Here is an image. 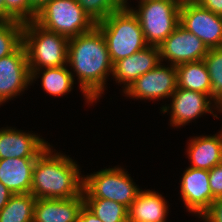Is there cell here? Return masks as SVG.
Listing matches in <instances>:
<instances>
[{
	"label": "cell",
	"mask_w": 222,
	"mask_h": 222,
	"mask_svg": "<svg viewBox=\"0 0 222 222\" xmlns=\"http://www.w3.org/2000/svg\"><path fill=\"white\" fill-rule=\"evenodd\" d=\"M67 65L73 70V79V73L78 77L86 104L98 101L104 93L108 76L112 74L113 63L105 37L97 26L69 39Z\"/></svg>",
	"instance_id": "1"
},
{
	"label": "cell",
	"mask_w": 222,
	"mask_h": 222,
	"mask_svg": "<svg viewBox=\"0 0 222 222\" xmlns=\"http://www.w3.org/2000/svg\"><path fill=\"white\" fill-rule=\"evenodd\" d=\"M49 145L36 159L31 192L36 199H69L83 194L79 165ZM54 152V153H53Z\"/></svg>",
	"instance_id": "2"
},
{
	"label": "cell",
	"mask_w": 222,
	"mask_h": 222,
	"mask_svg": "<svg viewBox=\"0 0 222 222\" xmlns=\"http://www.w3.org/2000/svg\"><path fill=\"white\" fill-rule=\"evenodd\" d=\"M96 26L105 37L113 64L148 46L139 20L130 9L113 12Z\"/></svg>",
	"instance_id": "3"
},
{
	"label": "cell",
	"mask_w": 222,
	"mask_h": 222,
	"mask_svg": "<svg viewBox=\"0 0 222 222\" xmlns=\"http://www.w3.org/2000/svg\"><path fill=\"white\" fill-rule=\"evenodd\" d=\"M69 39L48 31L34 21L24 23L22 44L30 70L61 67L67 64Z\"/></svg>",
	"instance_id": "4"
},
{
	"label": "cell",
	"mask_w": 222,
	"mask_h": 222,
	"mask_svg": "<svg viewBox=\"0 0 222 222\" xmlns=\"http://www.w3.org/2000/svg\"><path fill=\"white\" fill-rule=\"evenodd\" d=\"M34 22L68 39L89 32L96 26L76 0H49L37 13Z\"/></svg>",
	"instance_id": "5"
},
{
	"label": "cell",
	"mask_w": 222,
	"mask_h": 222,
	"mask_svg": "<svg viewBox=\"0 0 222 222\" xmlns=\"http://www.w3.org/2000/svg\"><path fill=\"white\" fill-rule=\"evenodd\" d=\"M180 8L176 0H149L129 9L137 16L146 43L159 46L179 25Z\"/></svg>",
	"instance_id": "6"
},
{
	"label": "cell",
	"mask_w": 222,
	"mask_h": 222,
	"mask_svg": "<svg viewBox=\"0 0 222 222\" xmlns=\"http://www.w3.org/2000/svg\"><path fill=\"white\" fill-rule=\"evenodd\" d=\"M124 168L101 169L84 176L83 198H102L123 204L127 208L142 190Z\"/></svg>",
	"instance_id": "7"
},
{
	"label": "cell",
	"mask_w": 222,
	"mask_h": 222,
	"mask_svg": "<svg viewBox=\"0 0 222 222\" xmlns=\"http://www.w3.org/2000/svg\"><path fill=\"white\" fill-rule=\"evenodd\" d=\"M137 78L124 92L126 97L141 100H163L170 98L177 89V71L174 65H162Z\"/></svg>",
	"instance_id": "8"
},
{
	"label": "cell",
	"mask_w": 222,
	"mask_h": 222,
	"mask_svg": "<svg viewBox=\"0 0 222 222\" xmlns=\"http://www.w3.org/2000/svg\"><path fill=\"white\" fill-rule=\"evenodd\" d=\"M158 48L160 61H168L174 66L203 60L209 50L200 38L180 24Z\"/></svg>",
	"instance_id": "9"
},
{
	"label": "cell",
	"mask_w": 222,
	"mask_h": 222,
	"mask_svg": "<svg viewBox=\"0 0 222 222\" xmlns=\"http://www.w3.org/2000/svg\"><path fill=\"white\" fill-rule=\"evenodd\" d=\"M179 24L200 38L208 49L222 47V16L196 3L184 4Z\"/></svg>",
	"instance_id": "10"
},
{
	"label": "cell",
	"mask_w": 222,
	"mask_h": 222,
	"mask_svg": "<svg viewBox=\"0 0 222 222\" xmlns=\"http://www.w3.org/2000/svg\"><path fill=\"white\" fill-rule=\"evenodd\" d=\"M31 83L26 50L21 44L13 53L0 59V106L24 92Z\"/></svg>",
	"instance_id": "11"
},
{
	"label": "cell",
	"mask_w": 222,
	"mask_h": 222,
	"mask_svg": "<svg viewBox=\"0 0 222 222\" xmlns=\"http://www.w3.org/2000/svg\"><path fill=\"white\" fill-rule=\"evenodd\" d=\"M170 98V100H172L170 103L171 105L169 106L165 104L160 110L163 113H167L171 109V126H184L205 113H210L214 117L219 118L213 112V109H217V107H215L217 106V103H213L214 100L206 94L177 88Z\"/></svg>",
	"instance_id": "12"
},
{
	"label": "cell",
	"mask_w": 222,
	"mask_h": 222,
	"mask_svg": "<svg viewBox=\"0 0 222 222\" xmlns=\"http://www.w3.org/2000/svg\"><path fill=\"white\" fill-rule=\"evenodd\" d=\"M180 195L188 212L200 218L212 204L209 170L186 168L180 183Z\"/></svg>",
	"instance_id": "13"
},
{
	"label": "cell",
	"mask_w": 222,
	"mask_h": 222,
	"mask_svg": "<svg viewBox=\"0 0 222 222\" xmlns=\"http://www.w3.org/2000/svg\"><path fill=\"white\" fill-rule=\"evenodd\" d=\"M50 144L43 138L16 128L0 129V160L7 158H37Z\"/></svg>",
	"instance_id": "14"
},
{
	"label": "cell",
	"mask_w": 222,
	"mask_h": 222,
	"mask_svg": "<svg viewBox=\"0 0 222 222\" xmlns=\"http://www.w3.org/2000/svg\"><path fill=\"white\" fill-rule=\"evenodd\" d=\"M158 46L148 45L145 49L113 64L112 76L116 83L123 84L125 91L137 78L152 70L160 63Z\"/></svg>",
	"instance_id": "15"
},
{
	"label": "cell",
	"mask_w": 222,
	"mask_h": 222,
	"mask_svg": "<svg viewBox=\"0 0 222 222\" xmlns=\"http://www.w3.org/2000/svg\"><path fill=\"white\" fill-rule=\"evenodd\" d=\"M83 194L69 199H36L33 222H77Z\"/></svg>",
	"instance_id": "16"
},
{
	"label": "cell",
	"mask_w": 222,
	"mask_h": 222,
	"mask_svg": "<svg viewBox=\"0 0 222 222\" xmlns=\"http://www.w3.org/2000/svg\"><path fill=\"white\" fill-rule=\"evenodd\" d=\"M187 143V154L195 169L211 170L222 163V129L219 134L196 136Z\"/></svg>",
	"instance_id": "17"
},
{
	"label": "cell",
	"mask_w": 222,
	"mask_h": 222,
	"mask_svg": "<svg viewBox=\"0 0 222 222\" xmlns=\"http://www.w3.org/2000/svg\"><path fill=\"white\" fill-rule=\"evenodd\" d=\"M37 158H7L0 160V181L13 193H30Z\"/></svg>",
	"instance_id": "18"
},
{
	"label": "cell",
	"mask_w": 222,
	"mask_h": 222,
	"mask_svg": "<svg viewBox=\"0 0 222 222\" xmlns=\"http://www.w3.org/2000/svg\"><path fill=\"white\" fill-rule=\"evenodd\" d=\"M162 194L152 190H141L128 208V221L166 222L169 208Z\"/></svg>",
	"instance_id": "19"
},
{
	"label": "cell",
	"mask_w": 222,
	"mask_h": 222,
	"mask_svg": "<svg viewBox=\"0 0 222 222\" xmlns=\"http://www.w3.org/2000/svg\"><path fill=\"white\" fill-rule=\"evenodd\" d=\"M177 71V88L196 91L211 97V82L204 60L179 64Z\"/></svg>",
	"instance_id": "20"
},
{
	"label": "cell",
	"mask_w": 222,
	"mask_h": 222,
	"mask_svg": "<svg viewBox=\"0 0 222 222\" xmlns=\"http://www.w3.org/2000/svg\"><path fill=\"white\" fill-rule=\"evenodd\" d=\"M30 73L31 83H34V80L39 78L38 75L42 74V88L52 96H63L73 89L74 79L67 64L61 67L30 70Z\"/></svg>",
	"instance_id": "21"
},
{
	"label": "cell",
	"mask_w": 222,
	"mask_h": 222,
	"mask_svg": "<svg viewBox=\"0 0 222 222\" xmlns=\"http://www.w3.org/2000/svg\"><path fill=\"white\" fill-rule=\"evenodd\" d=\"M35 201L32 193L13 194L0 211V222H33Z\"/></svg>",
	"instance_id": "22"
},
{
	"label": "cell",
	"mask_w": 222,
	"mask_h": 222,
	"mask_svg": "<svg viewBox=\"0 0 222 222\" xmlns=\"http://www.w3.org/2000/svg\"><path fill=\"white\" fill-rule=\"evenodd\" d=\"M84 206L103 222H128V208L102 198H83Z\"/></svg>",
	"instance_id": "23"
},
{
	"label": "cell",
	"mask_w": 222,
	"mask_h": 222,
	"mask_svg": "<svg viewBox=\"0 0 222 222\" xmlns=\"http://www.w3.org/2000/svg\"><path fill=\"white\" fill-rule=\"evenodd\" d=\"M211 82V98L214 103L222 99V47L211 48L204 56Z\"/></svg>",
	"instance_id": "24"
},
{
	"label": "cell",
	"mask_w": 222,
	"mask_h": 222,
	"mask_svg": "<svg viewBox=\"0 0 222 222\" xmlns=\"http://www.w3.org/2000/svg\"><path fill=\"white\" fill-rule=\"evenodd\" d=\"M23 27L24 24L18 21H0V59L22 44Z\"/></svg>",
	"instance_id": "25"
},
{
	"label": "cell",
	"mask_w": 222,
	"mask_h": 222,
	"mask_svg": "<svg viewBox=\"0 0 222 222\" xmlns=\"http://www.w3.org/2000/svg\"><path fill=\"white\" fill-rule=\"evenodd\" d=\"M83 8V11L95 22L98 23L107 18L113 12L122 8L116 0H76Z\"/></svg>",
	"instance_id": "26"
},
{
	"label": "cell",
	"mask_w": 222,
	"mask_h": 222,
	"mask_svg": "<svg viewBox=\"0 0 222 222\" xmlns=\"http://www.w3.org/2000/svg\"><path fill=\"white\" fill-rule=\"evenodd\" d=\"M5 21L27 23L34 21L37 13L29 6L28 0H4Z\"/></svg>",
	"instance_id": "27"
},
{
	"label": "cell",
	"mask_w": 222,
	"mask_h": 222,
	"mask_svg": "<svg viewBox=\"0 0 222 222\" xmlns=\"http://www.w3.org/2000/svg\"><path fill=\"white\" fill-rule=\"evenodd\" d=\"M209 185L212 191V203L222 197V163L209 170Z\"/></svg>",
	"instance_id": "28"
},
{
	"label": "cell",
	"mask_w": 222,
	"mask_h": 222,
	"mask_svg": "<svg viewBox=\"0 0 222 222\" xmlns=\"http://www.w3.org/2000/svg\"><path fill=\"white\" fill-rule=\"evenodd\" d=\"M201 218L204 222H222V197L215 199Z\"/></svg>",
	"instance_id": "29"
},
{
	"label": "cell",
	"mask_w": 222,
	"mask_h": 222,
	"mask_svg": "<svg viewBox=\"0 0 222 222\" xmlns=\"http://www.w3.org/2000/svg\"><path fill=\"white\" fill-rule=\"evenodd\" d=\"M196 4L222 16V0H198Z\"/></svg>",
	"instance_id": "30"
},
{
	"label": "cell",
	"mask_w": 222,
	"mask_h": 222,
	"mask_svg": "<svg viewBox=\"0 0 222 222\" xmlns=\"http://www.w3.org/2000/svg\"><path fill=\"white\" fill-rule=\"evenodd\" d=\"M77 222H103L97 216H95L91 211H89L84 205L80 209Z\"/></svg>",
	"instance_id": "31"
},
{
	"label": "cell",
	"mask_w": 222,
	"mask_h": 222,
	"mask_svg": "<svg viewBox=\"0 0 222 222\" xmlns=\"http://www.w3.org/2000/svg\"><path fill=\"white\" fill-rule=\"evenodd\" d=\"M13 193L0 181V211L8 203Z\"/></svg>",
	"instance_id": "32"
},
{
	"label": "cell",
	"mask_w": 222,
	"mask_h": 222,
	"mask_svg": "<svg viewBox=\"0 0 222 222\" xmlns=\"http://www.w3.org/2000/svg\"><path fill=\"white\" fill-rule=\"evenodd\" d=\"M29 6L38 13L48 2L49 0H28Z\"/></svg>",
	"instance_id": "33"
},
{
	"label": "cell",
	"mask_w": 222,
	"mask_h": 222,
	"mask_svg": "<svg viewBox=\"0 0 222 222\" xmlns=\"http://www.w3.org/2000/svg\"><path fill=\"white\" fill-rule=\"evenodd\" d=\"M0 21H5V1L0 0Z\"/></svg>",
	"instance_id": "34"
},
{
	"label": "cell",
	"mask_w": 222,
	"mask_h": 222,
	"mask_svg": "<svg viewBox=\"0 0 222 222\" xmlns=\"http://www.w3.org/2000/svg\"><path fill=\"white\" fill-rule=\"evenodd\" d=\"M127 1L128 0H116V3L122 8V9H129L130 6H127Z\"/></svg>",
	"instance_id": "35"
},
{
	"label": "cell",
	"mask_w": 222,
	"mask_h": 222,
	"mask_svg": "<svg viewBox=\"0 0 222 222\" xmlns=\"http://www.w3.org/2000/svg\"><path fill=\"white\" fill-rule=\"evenodd\" d=\"M180 5H184V4H194L196 3L198 0H176Z\"/></svg>",
	"instance_id": "36"
},
{
	"label": "cell",
	"mask_w": 222,
	"mask_h": 222,
	"mask_svg": "<svg viewBox=\"0 0 222 222\" xmlns=\"http://www.w3.org/2000/svg\"><path fill=\"white\" fill-rule=\"evenodd\" d=\"M216 107H217L216 110H217L218 112L222 113V99L217 103V106H216Z\"/></svg>",
	"instance_id": "37"
},
{
	"label": "cell",
	"mask_w": 222,
	"mask_h": 222,
	"mask_svg": "<svg viewBox=\"0 0 222 222\" xmlns=\"http://www.w3.org/2000/svg\"><path fill=\"white\" fill-rule=\"evenodd\" d=\"M145 1H149V0H139L138 3H142V2H145Z\"/></svg>",
	"instance_id": "38"
}]
</instances>
